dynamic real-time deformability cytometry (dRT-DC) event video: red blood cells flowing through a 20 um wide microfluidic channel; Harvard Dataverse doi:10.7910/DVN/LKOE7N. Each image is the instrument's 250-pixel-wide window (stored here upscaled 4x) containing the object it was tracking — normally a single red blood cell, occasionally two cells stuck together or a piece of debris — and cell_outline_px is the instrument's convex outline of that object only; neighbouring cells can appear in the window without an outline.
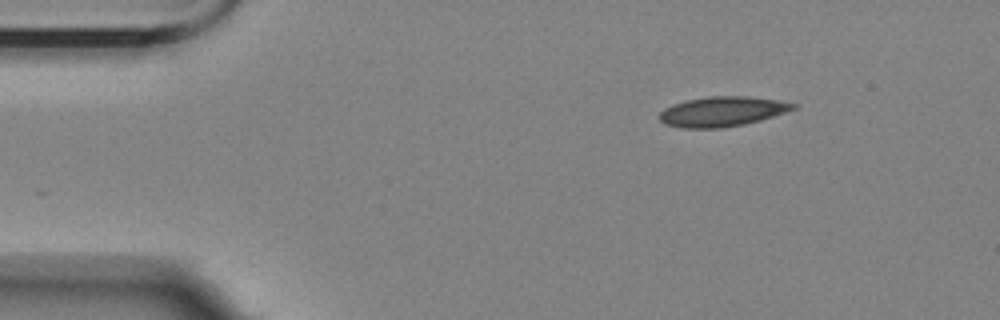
{"species": "Egyptian fruit bat (a non-hibernating species)", "species_latin": "Rousettus aegyptiacus", "temperature_condition": "room temperature", "stored_images_in_passage": 10, "camera_frame_rate_fps": 3000, "um_per_image_px": 0.085, "animal": {"sex": "female"}, "frame": {"image": 1, "passage_image": 1, "time_ms": 0.0, "image_size_px": [1000, 320], "cell_outline_px": [[796, 108], [760, 120], [744, 124], [720, 128], [680, 128], [664, 124], [660, 120], [660, 112], [664, 108], [672, 104], [688, 100], [708, 96], [748, 96], [780, 100], [796, 104]], "centroid_in_image_um": [61.36, 9.48], "position_along_channel_um": 23.6, "area_um2": 23.24}}
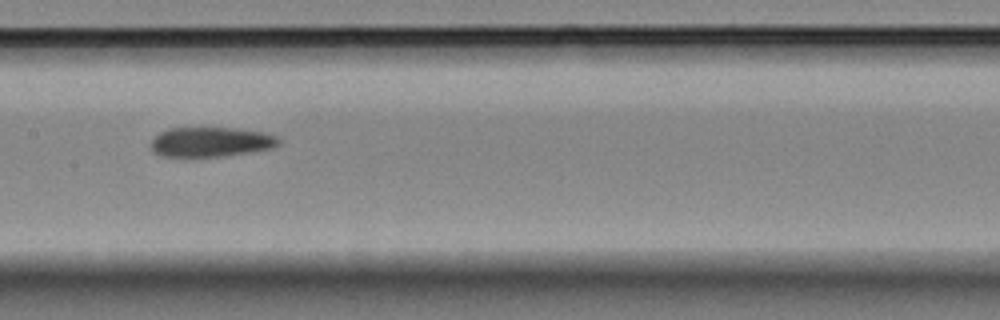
{"frame": {"image": 2, "passage_image": 6, "time_ms": 6.667, "image_size_px": [1000, 320], "cell_outline_px": [[280, 144], [272, 148], [196, 160], [188, 160], [164, 156], [152, 152], [152, 140], [160, 132], [168, 128], [232, 128], [264, 132], [276, 136], [280, 140]], "centroid_in_image_um": [17.86, 12.11], "position_along_channel_um": 189.5, "area_um2": 22.77}}
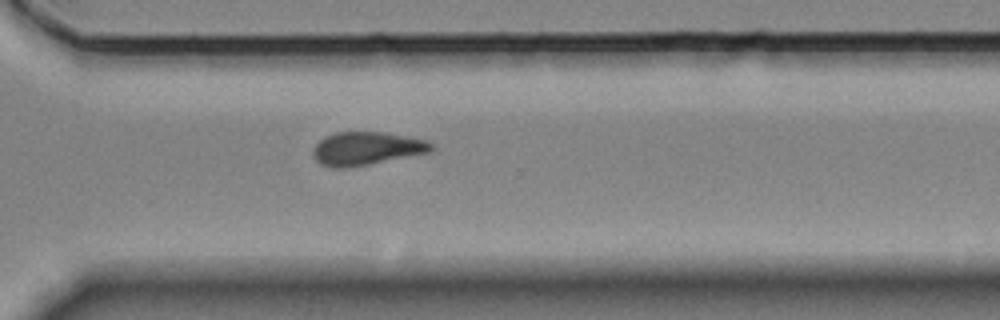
{"frame": {"image": 3, "passage_image": 10, "time_ms": 11.0, "image_size_px": [1000, 320], "cell_outline_px": [[436, 148], [428, 152], [348, 168], [332, 168], [320, 164], [312, 156], [312, 148], [324, 136], [336, 132], [384, 132], [428, 140]], "centroid_in_image_um": [31.11, 12.62], "position_along_channel_um": 339.5, "area_um2": 22.95}}